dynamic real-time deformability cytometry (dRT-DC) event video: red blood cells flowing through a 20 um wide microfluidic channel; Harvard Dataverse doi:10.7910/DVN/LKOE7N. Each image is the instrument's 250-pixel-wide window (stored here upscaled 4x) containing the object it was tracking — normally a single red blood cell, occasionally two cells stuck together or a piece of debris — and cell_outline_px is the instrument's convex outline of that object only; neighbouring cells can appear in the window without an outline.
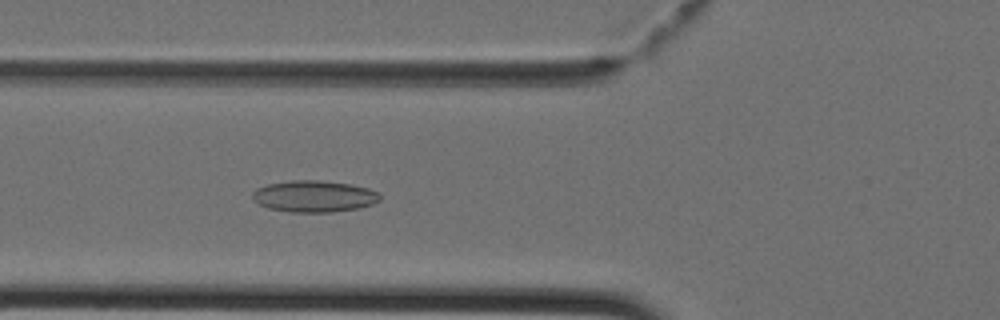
{"species": "Egyptian fruit bat (a non-hibernating species)", "species_latin": "Rousettus aegyptiacus", "temperature_condition": "cold", "stored_images_in_passage": 42, "camera_frame_rate_fps": 3000, "um_per_image_px": 0.085, "animal": {"sex": "female"}, "frame": {"image": 1, "passage_image": 15, "time_ms": 4.667, "image_size_px": [1000, 320], "cell_outline_px": [[380, 200], [372, 204], [356, 208], [332, 212], [292, 212], [268, 208], [252, 200], [252, 192], [256, 188], [268, 184], [292, 180], [316, 180], [348, 184], [368, 188], [380, 192]], "centroid_in_image_um": [26.68, 16.68], "position_along_channel_um": 99.1, "area_um2": 23.35}}
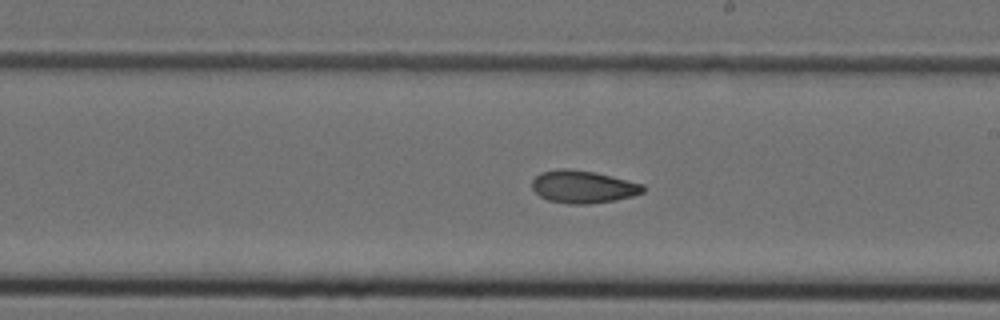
{"frame": {"image": 2, "passage_image": 24, "time_ms": 7.667, "image_size_px": [1000, 320], "cell_outline_px": [[644, 192], [632, 196], [616, 200], [588, 204], [568, 204], [548, 200], [540, 196], [532, 188], [532, 180], [540, 172], [560, 168], [568, 168], [592, 172], [644, 184]], "centroid_in_image_um": [49.53, 15.88], "position_along_channel_um": 239.5, "area_um2": 20.98}}
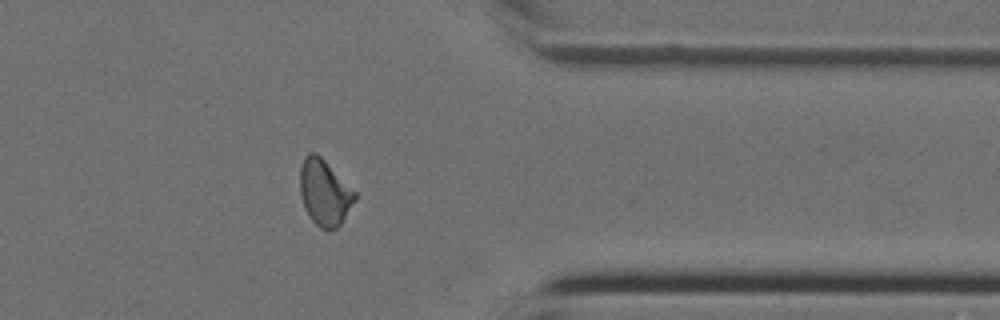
{"frame": {"image": 3, "passage_image": 34, "time_ms": 11.0, "image_size_px": [1000, 320], "cell_outline_px": [[356, 200], [340, 224], [336, 228], [328, 232], [320, 228], [312, 220], [304, 208], [300, 196], [300, 168], [304, 156], [308, 152], [316, 152], [356, 192]], "centroid_in_image_um": [27.57, 16.38], "position_along_channel_um": 383.8, "area_um2": 21.15}}